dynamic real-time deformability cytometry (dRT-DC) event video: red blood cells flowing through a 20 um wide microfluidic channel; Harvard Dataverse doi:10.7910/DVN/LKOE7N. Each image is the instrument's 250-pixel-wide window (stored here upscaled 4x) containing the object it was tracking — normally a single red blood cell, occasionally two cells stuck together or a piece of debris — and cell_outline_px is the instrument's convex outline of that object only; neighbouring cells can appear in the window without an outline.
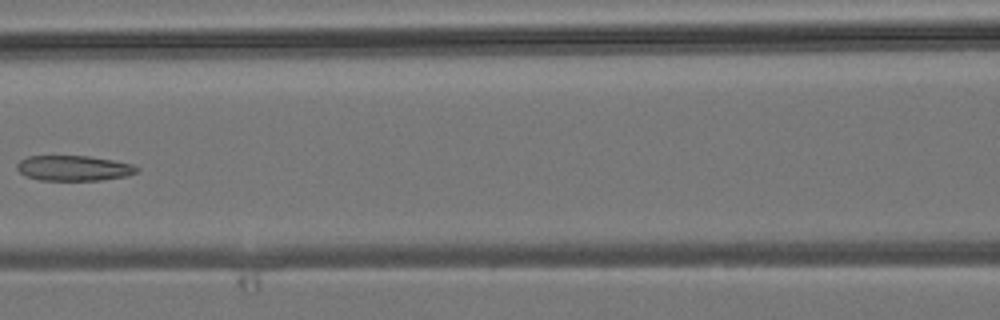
{"species": "common noctule bat (a hibernating species)", "species_latin": "Nyctalus noctula", "temperature_condition": "room temperature", "stored_images_in_passage": 5, "camera_frame_rate_fps": 3000, "um_per_image_px": 0.085, "animal": {"sex": "male", "body_mass_g": 19.2, "forearm_length_mm": 51.8}, "frame": {"image": 1, "passage_image": 5, "time_ms": 6.667, "image_size_px": [1000, 320], "cell_outline_px": [[140, 168], [136, 172], [128, 176], [100, 180], [40, 180], [24, 176], [16, 168], [16, 164], [20, 160], [28, 156], [88, 156], [112, 160], [132, 164]], "centroid_in_image_um": [6.25, 14.29], "position_along_channel_um": 160.4, "area_um2": 17.69}}